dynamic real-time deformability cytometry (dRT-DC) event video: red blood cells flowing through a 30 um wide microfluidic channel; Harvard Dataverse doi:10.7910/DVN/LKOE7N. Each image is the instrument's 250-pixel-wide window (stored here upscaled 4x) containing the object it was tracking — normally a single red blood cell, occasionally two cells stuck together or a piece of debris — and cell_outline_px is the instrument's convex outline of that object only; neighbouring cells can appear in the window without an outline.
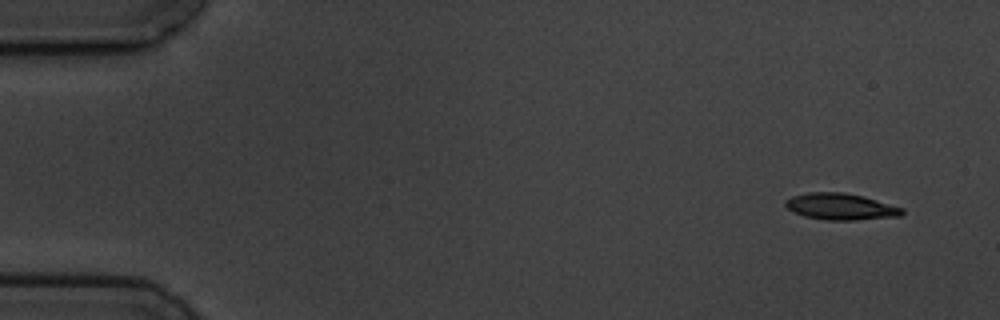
{"species": "common noctule bat (a hibernating species)", "species_latin": "Nyctalus noctula", "temperature_condition": "cold", "stored_images_in_passage": 4, "camera_frame_rate_fps": 3000, "um_per_image_px": 0.085, "animal": {"sex": "male", "body_mass_g": 19.5, "forearm_length_mm": 54.6}, "frame": {"image": 1, "passage_image": 1, "time_ms": 0.0, "image_size_px": [1000, 320], "cell_outline_px": [[904, 212], [900, 216], [856, 220], [828, 220], [804, 216], [788, 208], [784, 204], [784, 200], [792, 196], [808, 192], [844, 192], [864, 196], [904, 208]], "centroid_in_image_um": [71.47, 17.55], "position_along_channel_um": 13.5, "area_um2": 18.03}}
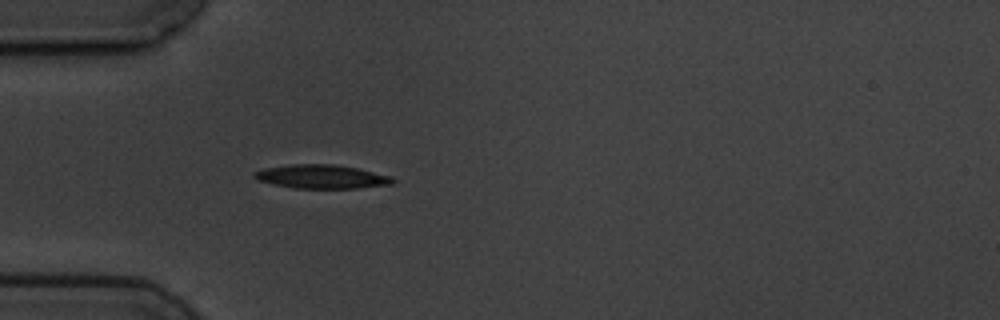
{"frame": {"image": 2, "passage_image": 4, "time_ms": 4.333, "image_size_px": [1000, 320], "cell_outline_px": [[396, 180], [392, 184], [360, 188], [292, 188], [256, 180], [252, 176], [252, 172], [264, 168], [292, 164], [332, 164], [356, 168], [392, 176]], "centroid_in_image_um": [27.31, 15.01], "position_along_channel_um": 57.7, "area_um2": 19.25}}